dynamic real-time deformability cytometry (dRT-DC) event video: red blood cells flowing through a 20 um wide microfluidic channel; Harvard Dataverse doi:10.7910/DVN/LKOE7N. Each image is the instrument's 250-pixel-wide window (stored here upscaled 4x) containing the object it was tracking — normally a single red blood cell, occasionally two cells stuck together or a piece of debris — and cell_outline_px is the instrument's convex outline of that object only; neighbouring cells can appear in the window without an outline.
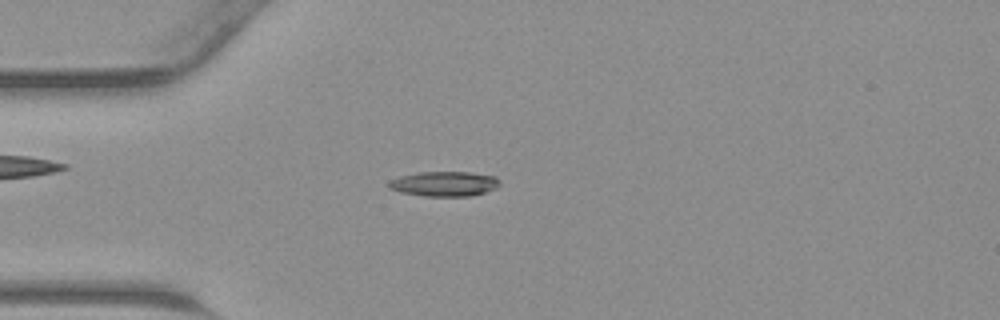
{"species": "common noctule bat (a hibernating species)", "species_latin": "Nyctalus noctula", "temperature_condition": "warm", "stored_images_in_passage": 45, "camera_frame_rate_fps": 3000, "um_per_image_px": 0.085, "animal": {"sex": "male", "body_mass_g": 23.1, "forearm_length_mm": 52.7}, "frame": {"image": 1, "passage_image": 12, "time_ms": 3.667, "image_size_px": [1000, 320], "cell_outline_px": [[500, 184], [496, 188], [472, 196], [424, 196], [400, 192], [388, 188], [388, 180], [400, 176], [420, 172], [468, 172], [496, 176], [500, 180]], "centroid_in_image_um": [37.76, 15.62], "position_along_channel_um": 47.2, "area_um2": 16.18}}
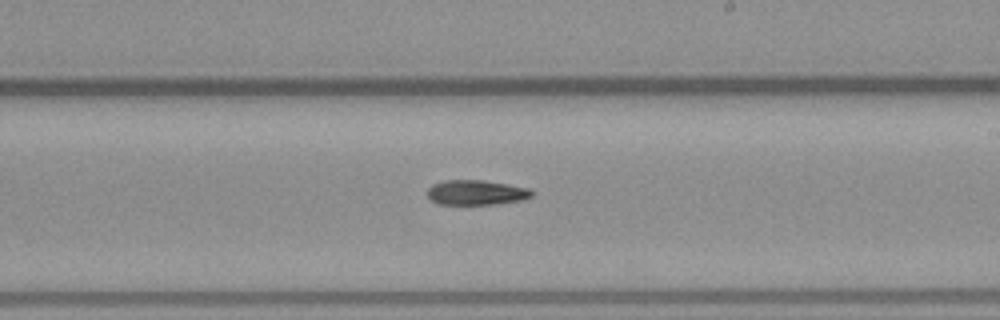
{"frame": {"image": 2, "passage_image": 26, "time_ms": 8.333, "image_size_px": [1000, 320], "cell_outline_px": [[536, 192], [532, 196], [524, 200], [496, 204], [436, 204], [428, 196], [428, 188], [432, 184], [444, 180], [484, 180], [508, 184], [528, 188]], "centroid_in_image_um": [40.51, 16.36], "position_along_channel_um": 248.5, "area_um2": 15.32}}
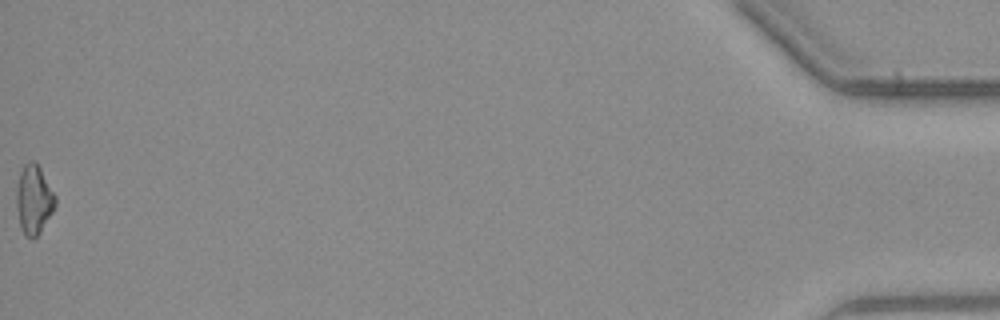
{"frame": {"image": 3, "passage_image": 45, "time_ms": 14.667, "image_size_px": [1000, 320], "cell_outline_px": [[56, 204], [52, 212], [40, 232], [32, 240], [24, 236], [20, 228], [16, 208], [16, 188], [20, 172], [24, 164], [28, 160], [36, 160], [56, 196]], "centroid_in_image_um": [2.85, 16.96], "position_along_channel_um": 432.3, "area_um2": 15.95}}